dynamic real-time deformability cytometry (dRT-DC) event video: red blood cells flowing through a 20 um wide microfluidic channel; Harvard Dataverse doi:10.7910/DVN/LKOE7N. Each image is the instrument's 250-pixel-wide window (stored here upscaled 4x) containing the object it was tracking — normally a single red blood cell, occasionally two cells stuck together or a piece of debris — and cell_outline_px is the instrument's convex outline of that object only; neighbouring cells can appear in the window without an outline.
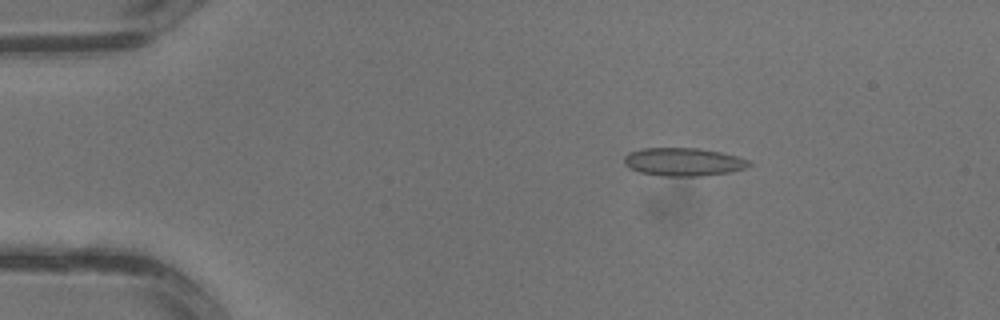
{"species": "common noctule bat (a hibernating species)", "species_latin": "Nyctalus noctula", "temperature_condition": "warm", "stored_images_in_passage": 3, "camera_frame_rate_fps": 3000, "um_per_image_px": 0.085, "animal": {"sex": "male", "body_mass_g": 13.3}, "frame": {"image": 1, "passage_image": 2, "time_ms": 0.333, "image_size_px": [1000, 320], "cell_outline_px": [[752, 164], [748, 168], [732, 172], [700, 176], [660, 176], [640, 172], [624, 164], [624, 156], [628, 152], [644, 148], [700, 148], [720, 152], [752, 160]], "centroid_in_image_um": [58.14, 13.76], "position_along_channel_um": 26.9, "area_um2": 20.69}}